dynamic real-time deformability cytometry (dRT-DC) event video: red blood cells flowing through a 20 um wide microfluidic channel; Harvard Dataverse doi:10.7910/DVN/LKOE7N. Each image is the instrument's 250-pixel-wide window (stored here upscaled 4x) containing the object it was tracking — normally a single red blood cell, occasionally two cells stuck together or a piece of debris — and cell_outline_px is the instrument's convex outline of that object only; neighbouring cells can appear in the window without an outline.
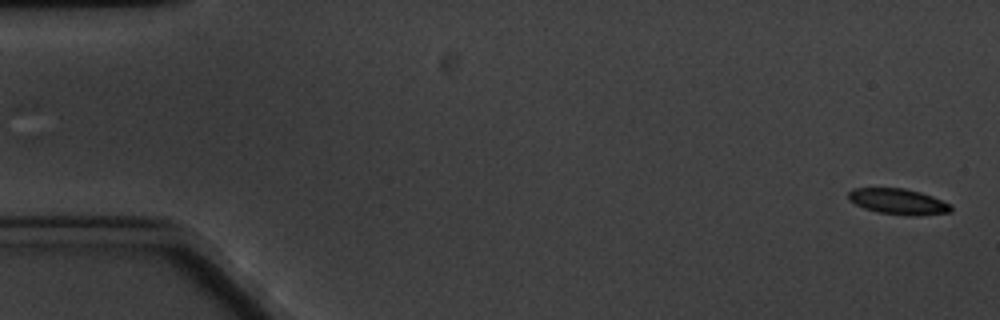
{"species": "common noctule bat (a hibernating species)", "species_latin": "Nyctalus noctula", "temperature_condition": "cold", "stored_images_in_passage": 5, "camera_frame_rate_fps": 3000, "um_per_image_px": 0.085, "animal": {"sex": "male", "body_mass_g": 20.1, "forearm_length_mm": 53.5}, "frame": {"image": 1, "passage_image": 1, "time_ms": 0.0, "image_size_px": [1000, 320], "cell_outline_px": [[952, 212], [916, 216], [876, 212], [864, 208], [848, 200], [848, 192], [852, 188], [904, 188], [920, 192], [932, 196], [952, 204]], "centroid_in_image_um": [76.36, 17.13], "position_along_channel_um": 8.6, "area_um2": 15.49}}
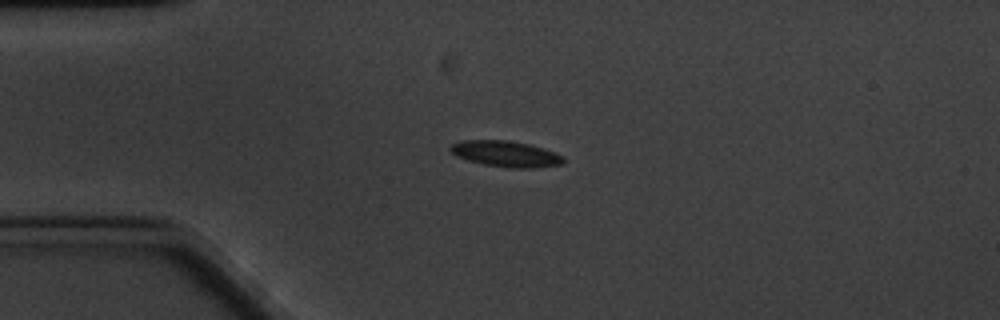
{"frame": {"image": 2, "passage_image": 4, "time_ms": 4.333, "image_size_px": [1000, 320], "cell_outline_px": [[564, 160], [560, 164], [532, 168], [512, 168], [484, 164], [468, 160], [452, 152], [448, 148], [452, 144], [460, 140], [508, 140], [528, 144], [544, 148], [560, 156]], "centroid_in_image_um": [42.95, 13.06], "position_along_channel_um": 42.0, "area_um2": 16.7}}